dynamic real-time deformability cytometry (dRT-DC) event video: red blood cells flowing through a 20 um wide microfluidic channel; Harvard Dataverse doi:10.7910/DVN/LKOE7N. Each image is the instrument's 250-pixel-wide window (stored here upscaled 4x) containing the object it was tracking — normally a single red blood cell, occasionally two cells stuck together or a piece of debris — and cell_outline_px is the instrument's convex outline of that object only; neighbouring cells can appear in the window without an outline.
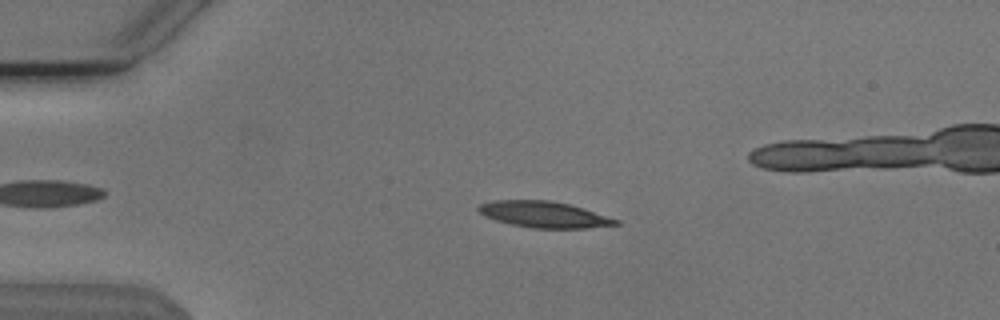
{"species": "Egyptian fruit bat (a non-hibernating species)", "species_latin": "Rousettus aegyptiacus", "temperature_condition": "cold", "stored_images_in_passage": 54, "camera_frame_rate_fps": 3000, "um_per_image_px": 0.085, "animal": {"sex": "male"}, "frame": {"image": 1, "passage_image": 12, "time_ms": 3.667, "image_size_px": [1000, 320], "cell_outline_px": [[620, 224], [588, 228], [532, 228], [512, 224], [496, 220], [484, 216], [476, 208], [480, 204], [492, 200], [548, 200], [568, 204], [584, 208], [620, 220]], "centroid_in_image_um": [46.25, 18.23], "position_along_channel_um": 38.8, "area_um2": 20.92}}
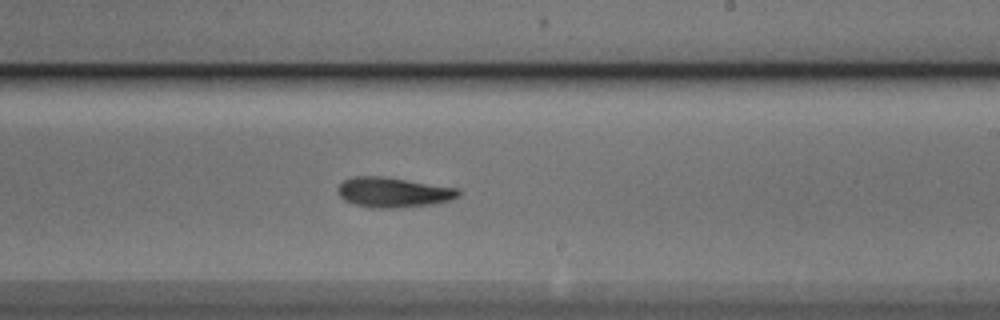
{"frame": {"image": 2, "passage_image": 32, "time_ms": 10.333, "image_size_px": [1000, 320], "cell_outline_px": [[460, 196], [452, 200], [432, 204], [396, 208], [376, 208], [352, 204], [344, 200], [336, 192], [336, 188], [344, 180], [356, 176], [380, 176], [460, 188]], "centroid_in_image_um": [33.43, 16.35], "position_along_channel_um": 255.6, "area_um2": 21.21}}
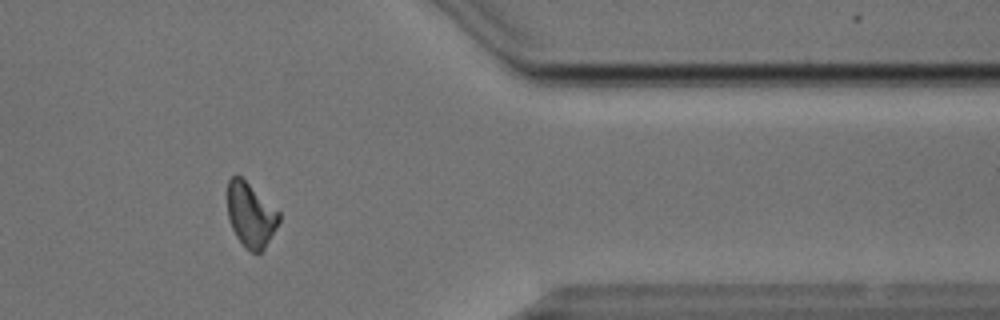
{"frame": {"image": 3, "passage_image": 44, "time_ms": 14.333, "image_size_px": [1000, 320], "cell_outline_px": [[280, 220], [276, 228], [264, 248], [260, 252], [252, 252], [244, 248], [236, 236], [232, 228], [228, 216], [228, 180], [236, 172], [280, 212]], "centroid_in_image_um": [21.3, 18.26], "position_along_channel_um": 390.1, "area_um2": 19.25}, "authors_computed_cell_mechanics": {"area_um2": 20.519, "velocity_mm_per_s": 3.8186, "shape_relaxation_time_tau1_ms": 6.1021, "shape_relaxation_time_tau2_ms": null, "deformation_change_tau1": 0.1931, "deformation_change_tau2": null}}